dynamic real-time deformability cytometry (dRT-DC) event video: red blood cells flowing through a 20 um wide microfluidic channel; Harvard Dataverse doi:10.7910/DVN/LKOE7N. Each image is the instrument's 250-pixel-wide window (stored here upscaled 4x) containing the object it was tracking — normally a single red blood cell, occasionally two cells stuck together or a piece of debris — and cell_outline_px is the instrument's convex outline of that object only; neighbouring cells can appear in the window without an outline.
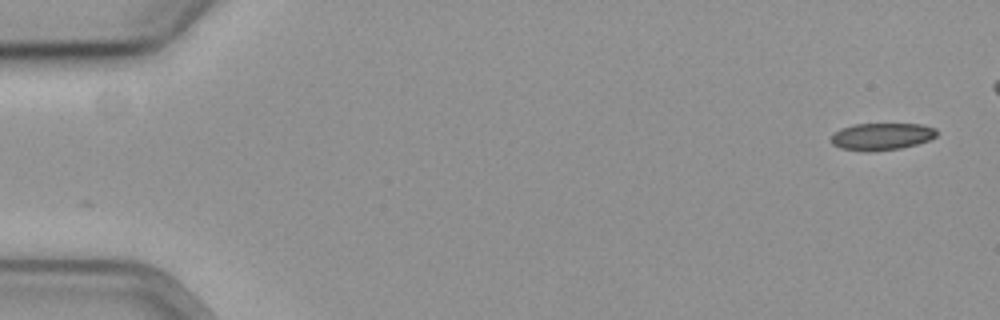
{"species": "common noctule bat (a hibernating species)", "species_latin": "Nyctalus noctula", "temperature_condition": "cold", "stored_images_in_passage": 51, "camera_frame_rate_fps": 3000, "um_per_image_px": 0.085, "animal": {"sex": "female", "body_mass_g": 19.3, "forearm_length_mm": 54.1}, "frame": {"image": 1, "passage_image": 1, "time_ms": 0.0, "image_size_px": [1000, 320], "cell_outline_px": [[936, 136], [928, 140], [916, 144], [900, 148], [872, 152], [868, 152], [840, 148], [832, 144], [832, 136], [840, 128], [852, 124], [920, 124], [936, 128]], "centroid_in_image_um": [74.92, 11.6], "position_along_channel_um": 10.1, "area_um2": 16.65}}
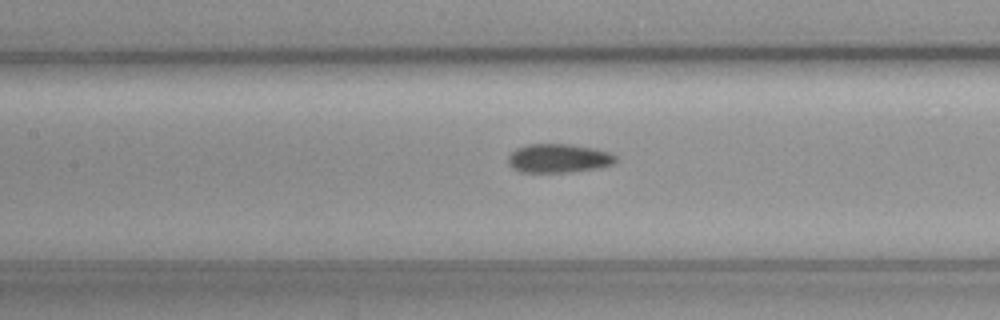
{"frame": {"image": 2, "passage_image": 26, "time_ms": 8.333, "image_size_px": [1000, 320], "cell_outline_px": [[616, 160], [612, 164], [596, 168], [568, 172], [520, 172], [512, 168], [508, 164], [508, 156], [516, 148], [528, 144], [572, 144], [592, 148], [608, 152], [616, 156]], "centroid_in_image_um": [47.43, 13.45], "position_along_channel_um": 160.0, "area_um2": 17.98}}
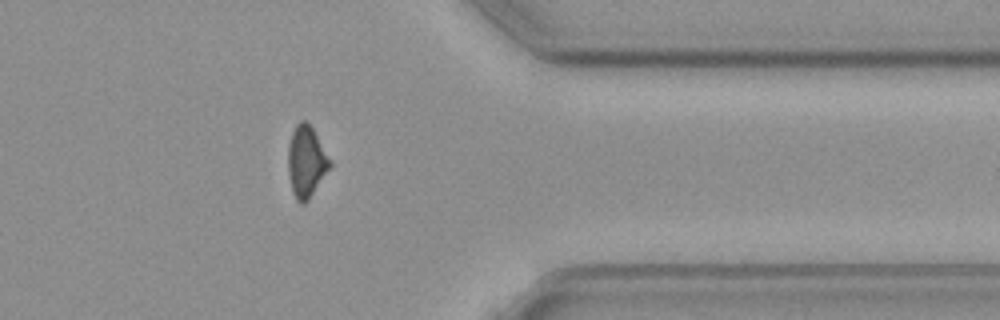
{"frame": {"image": 3, "passage_image": 46, "time_ms": 15.0, "image_size_px": [1000, 320], "cell_outline_px": [[332, 164], [308, 200], [304, 204], [300, 204], [296, 200], [292, 192], [288, 176], [288, 144], [292, 132], [296, 124], [300, 120], [304, 120], [312, 128], [332, 160]], "centroid_in_image_um": [26.02, 13.74], "position_along_channel_um": 385.4, "area_um2": 17.46}}